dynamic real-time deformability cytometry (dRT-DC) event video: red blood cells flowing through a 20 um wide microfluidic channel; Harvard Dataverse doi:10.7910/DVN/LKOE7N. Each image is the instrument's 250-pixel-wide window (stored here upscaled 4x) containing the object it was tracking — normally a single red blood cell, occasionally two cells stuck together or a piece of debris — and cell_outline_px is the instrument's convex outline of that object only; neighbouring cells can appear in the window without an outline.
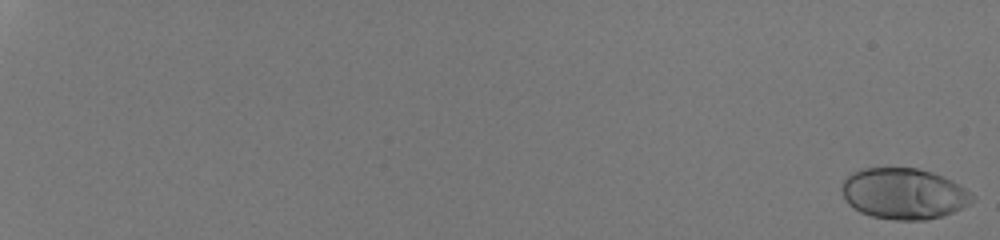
{"species": "human", "species_latin": "Homo sapiens", "temperature_condition": "room temperature", "stored_images_in_passage": 50, "camera_frame_rate_fps": 3000, "um_per_image_px": 0.085, "donor": {"sex": "male"}, "frame": {"image": 1, "passage_image": 1, "time_ms": 0.0, "image_size_px": [1000, 240], "cell_outline_px": [[976, 200], [952, 212], [940, 216], [924, 220], [896, 220], [872, 216], [860, 212], [848, 204], [844, 200], [840, 188], [844, 180], [852, 172], [864, 168], [916, 168], [932, 172], [952, 180], [972, 192], [976, 196]], "centroid_in_image_um": [76.82, 16.46], "position_along_channel_um": 8.2, "area_um2": 38.9}}
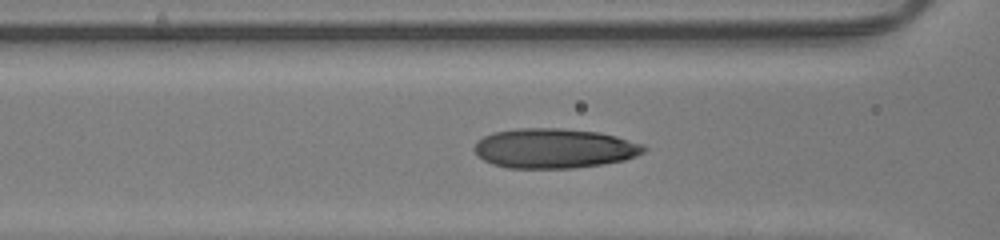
{"frame": {"image": 2, "passage_image": 29, "time_ms": 9.333, "image_size_px": [1000, 240], "cell_outline_px": [[648, 148], [644, 152], [636, 156], [624, 160], [604, 164], [576, 168], [508, 168], [492, 164], [476, 156], [472, 148], [476, 140], [492, 132], [516, 128], [560, 128], [600, 132], [616, 136], [644, 144]], "centroid_in_image_um": [47.08, 12.61], "position_along_channel_um": 119.5, "area_um2": 39.82}}
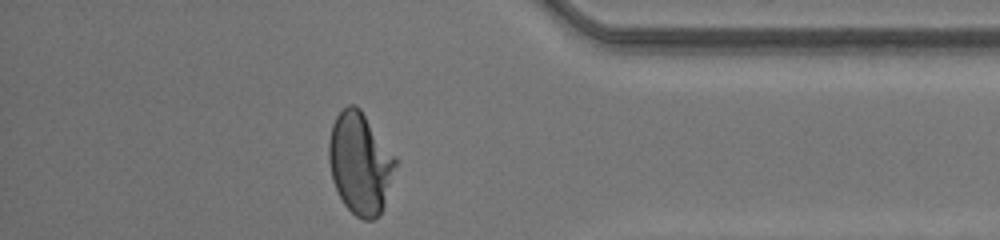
{"frame": {"image": 3, "passage_image": 50, "time_ms": 16.333, "image_size_px": [1000, 240], "cell_outline_px": [[396, 164], [384, 204], [380, 216], [372, 220], [364, 220], [356, 216], [344, 204], [332, 180], [328, 160], [328, 144], [332, 124], [336, 116], [348, 104], [356, 104], [360, 108], [396, 156]], "centroid_in_image_um": [30.59, 13.86], "position_along_channel_um": 404.6, "area_um2": 39.42}, "authors_computed_cell_mechanics": {"area_um2": 38.3214, "velocity_mm_per_s": 4.2458, "shape_relaxation_time_tau1_ms": 6.2507, "shape_relaxation_time_tau2_ms": null, "deformation_change_tau1": 0.2523, "deformation_change_tau2": null}}